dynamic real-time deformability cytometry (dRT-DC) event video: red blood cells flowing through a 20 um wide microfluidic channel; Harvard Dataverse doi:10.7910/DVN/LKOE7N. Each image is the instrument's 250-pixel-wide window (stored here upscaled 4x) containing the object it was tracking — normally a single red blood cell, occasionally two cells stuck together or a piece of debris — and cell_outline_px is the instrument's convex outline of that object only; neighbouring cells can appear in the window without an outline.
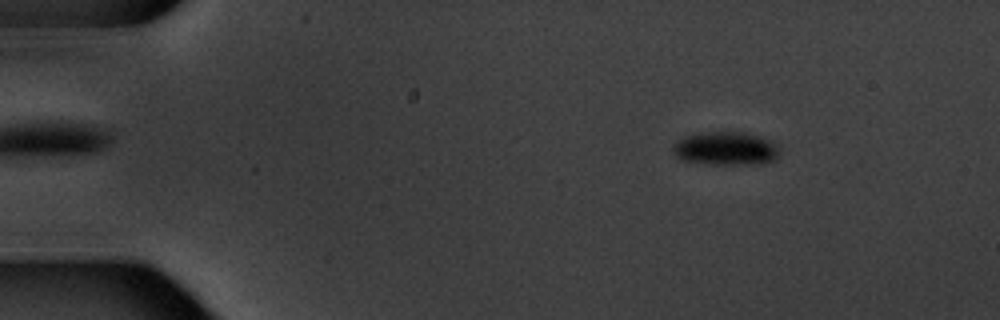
{"species": "common noctule bat (a hibernating species)", "species_latin": "Nyctalus noctula", "temperature_condition": "warm", "stored_images_in_passage": 6, "camera_frame_rate_fps": 3000, "um_per_image_px": 0.085, "animal": {"sex": "male", "body_mass_g": 20.1, "forearm_length_mm": 53.5}, "frame": {"image": 1, "passage_image": 2, "time_ms": 2.0, "image_size_px": [1000, 320], "cell_outline_px": [[780, 156], [776, 160], [760, 164], [708, 164], [684, 160], [676, 156], [672, 148], [672, 144], [684, 136], [708, 132], [744, 132], [760, 136], [772, 140], [776, 144], [780, 152]], "centroid_in_image_um": [61.74, 12.63], "position_along_channel_um": 23.3, "area_um2": 20.98}}
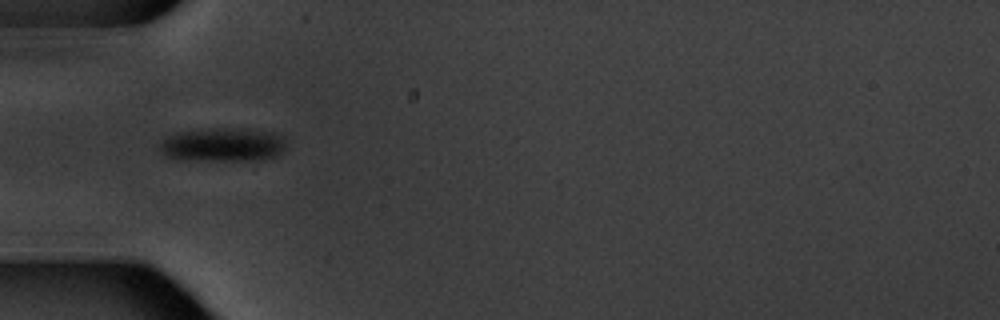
{"frame": {"image": 2, "passage_image": 5, "time_ms": 5.667, "image_size_px": [1000, 320], "cell_outline_px": [[288, 140], [284, 148], [276, 156], [264, 160], [196, 160], [164, 156], [156, 144], [168, 136], [176, 132], [212, 128], [252, 128], [276, 132], [284, 136]], "centroid_in_image_um": [18.99, 12.28], "position_along_channel_um": 66.0, "area_um2": 25.49}}